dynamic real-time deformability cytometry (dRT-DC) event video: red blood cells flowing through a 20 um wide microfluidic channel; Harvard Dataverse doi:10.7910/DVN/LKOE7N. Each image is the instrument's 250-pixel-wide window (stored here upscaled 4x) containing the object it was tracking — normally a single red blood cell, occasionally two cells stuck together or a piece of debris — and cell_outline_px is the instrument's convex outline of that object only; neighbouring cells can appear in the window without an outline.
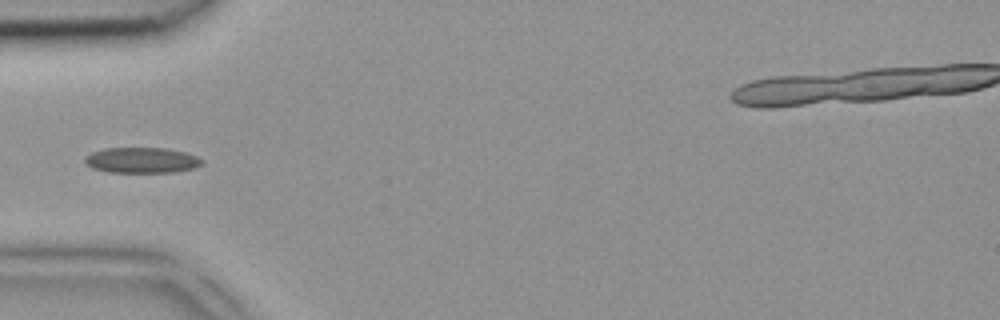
{"species": "common noctule bat (a hibernating species)", "species_latin": "Nyctalus noctula", "temperature_condition": "room temperature", "stored_images_in_passage": 6, "camera_frame_rate_fps": 3000, "um_per_image_px": 0.085, "animal": {"sex": "female", "body_mass_g": 18.4}, "frame": {"image": 1, "passage_image": 4, "time_ms": 1.0, "image_size_px": [1000, 320], "cell_outline_px": [[204, 164], [196, 168], [176, 172], [108, 172], [92, 168], [84, 160], [84, 156], [92, 152], [104, 148], [168, 148], [188, 152], [204, 160]], "centroid_in_image_um": [12.11, 13.61], "position_along_channel_um": 72.9, "area_um2": 17.74}}